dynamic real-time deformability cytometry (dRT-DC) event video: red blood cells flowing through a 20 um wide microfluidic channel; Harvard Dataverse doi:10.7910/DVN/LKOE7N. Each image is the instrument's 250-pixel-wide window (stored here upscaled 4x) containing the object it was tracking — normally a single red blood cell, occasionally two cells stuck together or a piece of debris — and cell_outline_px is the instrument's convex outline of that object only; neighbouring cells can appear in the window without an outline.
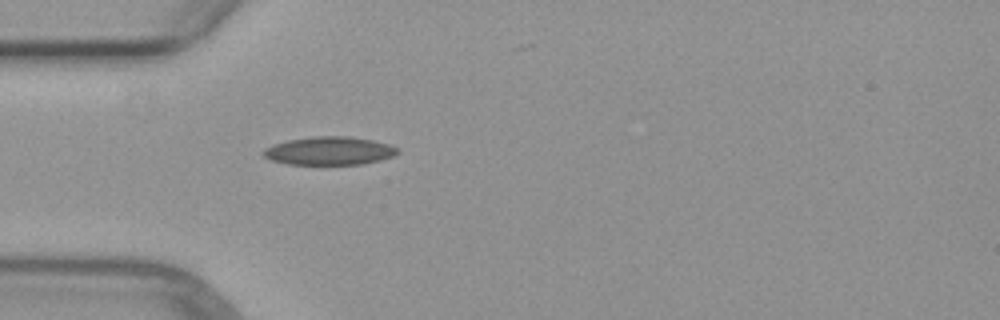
{"species": "common noctule bat (a hibernating species)", "species_latin": "Nyctalus noctula", "temperature_condition": "warm", "stored_images_in_passage": 3, "camera_frame_rate_fps": 3000, "um_per_image_px": 0.085, "animal": {"sex": "female", "body_mass_g": 29.2, "forearm_length_mm": 56.3}, "frame": {"image": 1, "passage_image": 3, "time_ms": 2.333, "image_size_px": [1000, 320], "cell_outline_px": [[400, 152], [392, 156], [380, 160], [364, 164], [288, 164], [272, 160], [264, 156], [264, 148], [272, 144], [288, 140], [316, 136], [348, 136], [372, 140], [388, 144], [400, 148]], "centroid_in_image_um": [28.02, 12.82], "position_along_channel_um": 57.0, "area_um2": 22.02}}